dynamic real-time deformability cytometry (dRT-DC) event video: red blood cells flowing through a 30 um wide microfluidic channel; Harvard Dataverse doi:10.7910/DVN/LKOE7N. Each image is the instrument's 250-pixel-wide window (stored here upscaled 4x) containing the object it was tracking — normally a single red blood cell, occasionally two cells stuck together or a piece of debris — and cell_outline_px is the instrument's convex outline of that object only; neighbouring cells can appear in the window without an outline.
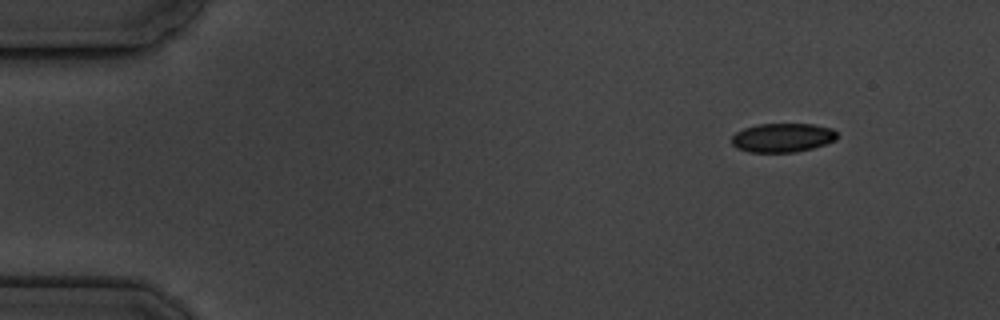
{"species": "common noctule bat (a hibernating species)", "species_latin": "Nyctalus noctula", "temperature_condition": "cold", "stored_images_in_passage": 5, "camera_frame_rate_fps": 3000, "um_per_image_px": 0.085, "animal": {"sex": "male", "body_mass_g": 19.5, "forearm_length_mm": 54.6}, "frame": {"image": 1, "passage_image": 1, "time_ms": 0.0, "image_size_px": [1000, 320], "cell_outline_px": [[840, 136], [836, 140], [812, 148], [796, 152], [748, 152], [736, 148], [732, 144], [732, 136], [736, 132], [744, 128], [756, 124], [812, 124], [832, 128]], "centroid_in_image_um": [66.52, 11.7], "position_along_channel_um": 18.5, "area_um2": 17.92}}
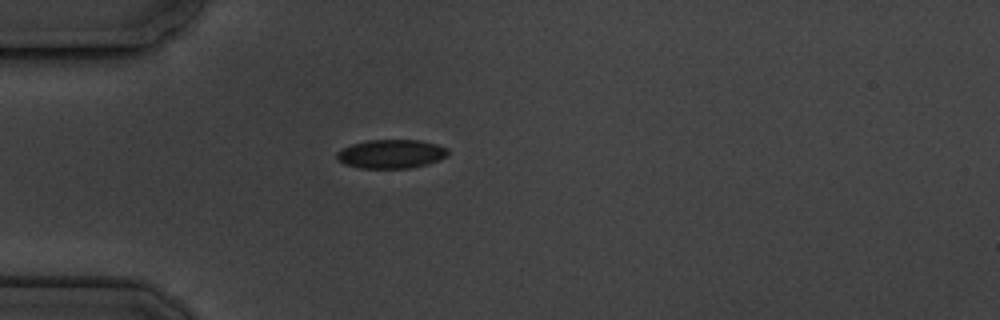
{"frame": {"image": 2, "passage_image": 4, "time_ms": 3.333, "image_size_px": [1000, 320], "cell_outline_px": [[448, 156], [440, 160], [428, 164], [412, 168], [360, 168], [344, 164], [336, 160], [336, 152], [352, 144], [368, 140], [420, 140], [436, 144], [448, 148]], "centroid_in_image_um": [33.26, 13.09], "position_along_channel_um": 51.7, "area_um2": 18.84}}